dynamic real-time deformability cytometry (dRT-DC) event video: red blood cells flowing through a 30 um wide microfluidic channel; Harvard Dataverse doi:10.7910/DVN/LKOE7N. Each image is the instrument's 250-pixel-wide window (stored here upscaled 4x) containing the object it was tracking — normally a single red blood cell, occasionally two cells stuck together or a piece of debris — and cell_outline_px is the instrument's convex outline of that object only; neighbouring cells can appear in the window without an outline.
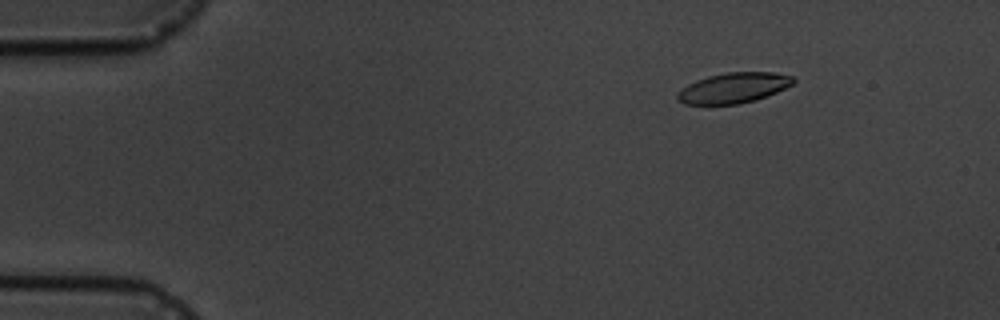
{"species": "common noctule bat (a hibernating species)", "species_latin": "Nyctalus noctula", "temperature_condition": "cold", "stored_images_in_passage": 5, "camera_frame_rate_fps": 3000, "um_per_image_px": 0.085, "animal": {"sex": "male", "body_mass_g": 19.5, "forearm_length_mm": 54.6}, "frame": {"image": 1, "passage_image": 3, "time_ms": 2.333, "image_size_px": [1000, 320], "cell_outline_px": [[796, 80], [792, 84], [776, 92], [756, 100], [736, 104], [684, 104], [676, 100], [676, 92], [688, 84], [696, 80], [708, 76], [728, 72], [772, 72], [792, 76]], "centroid_in_image_um": [62.31, 7.47], "position_along_channel_um": 22.7, "area_um2": 20.46}}